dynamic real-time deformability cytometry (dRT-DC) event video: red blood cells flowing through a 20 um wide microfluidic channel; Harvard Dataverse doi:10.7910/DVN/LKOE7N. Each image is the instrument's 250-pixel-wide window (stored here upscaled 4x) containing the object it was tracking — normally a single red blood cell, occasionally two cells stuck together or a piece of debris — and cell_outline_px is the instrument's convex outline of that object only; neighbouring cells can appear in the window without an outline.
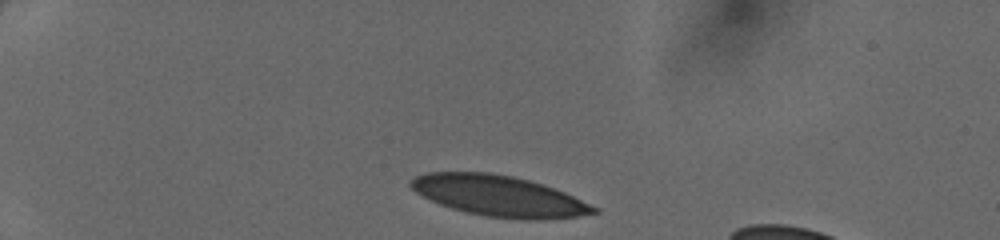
{"species": "human", "species_latin": "Homo sapiens", "temperature_condition": "cold", "stored_images_in_passage": 32, "camera_frame_rate_fps": 3000, "um_per_image_px": 0.085, "donor": {"sex": "female"}, "frame": {"image": 1, "passage_image": 1, "time_ms": 0.0, "image_size_px": [1000, 240], "cell_outline_px": [[600, 212], [576, 216], [536, 220], [484, 216], [452, 208], [440, 204], [416, 192], [408, 184], [408, 180], [424, 172], [488, 172], [512, 176], [528, 180], [564, 192], [600, 208]], "centroid_in_image_um": [42.39, 16.64], "position_along_channel_um": 42.6, "area_um2": 43.06}}
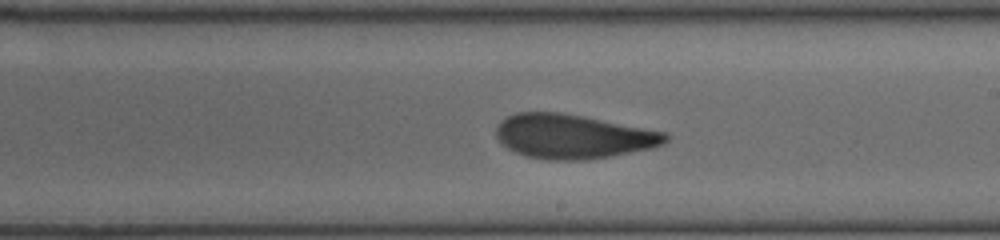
{"frame": {"image": 2, "passage_image": 19, "time_ms": 6.0, "image_size_px": [1000, 240], "cell_outline_px": [[668, 140], [664, 144], [652, 148], [608, 156], [584, 160], [548, 160], [528, 156], [516, 152], [508, 148], [496, 136], [496, 124], [500, 120], [516, 112], [560, 112], [664, 132], [668, 136]], "centroid_in_image_um": [48.66, 11.59], "position_along_channel_um": 240.3, "area_um2": 43.18}}
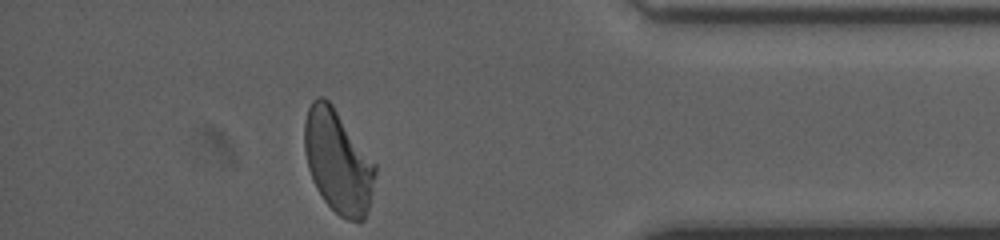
{"frame": {"image": 3, "passage_image": 32, "time_ms": 10.333, "image_size_px": [1000, 240], "cell_outline_px": [[376, 172], [372, 192], [368, 208], [364, 220], [348, 220], [340, 216], [324, 200], [316, 188], [312, 180], [308, 168], [304, 148], [304, 120], [308, 108], [312, 100], [316, 96], [324, 96], [332, 104], [376, 164]], "centroid_in_image_um": [28.7, 13.7], "position_along_channel_um": 406.5, "area_um2": 42.37}}